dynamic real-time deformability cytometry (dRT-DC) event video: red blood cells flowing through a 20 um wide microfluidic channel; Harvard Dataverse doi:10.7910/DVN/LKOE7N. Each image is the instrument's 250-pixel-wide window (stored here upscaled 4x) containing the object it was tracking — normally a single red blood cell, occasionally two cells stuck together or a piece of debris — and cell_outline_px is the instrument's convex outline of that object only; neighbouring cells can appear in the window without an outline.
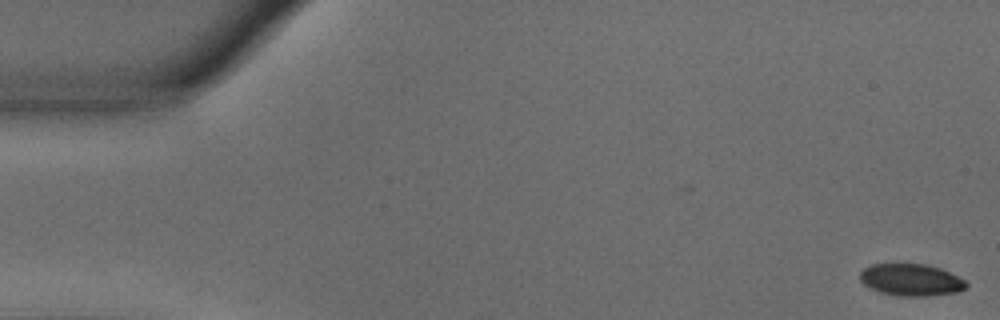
{"species": "common noctule bat (a hibernating species)", "species_latin": "Nyctalus noctula", "temperature_condition": "warm", "stored_images_in_passage": 14, "camera_frame_rate_fps": 3000, "um_per_image_px": 0.085, "animal": {"sex": "male", "body_mass_g": 18.8}, "frame": {"image": 1, "passage_image": 1, "time_ms": 0.0, "image_size_px": [1000, 320], "cell_outline_px": [[968, 284], [960, 292], [928, 296], [900, 296], [880, 292], [868, 288], [860, 280], [860, 272], [864, 268], [872, 264], [924, 264], [940, 268], [964, 280]], "centroid_in_image_um": [77.42, 23.8], "position_along_channel_um": 7.6, "area_um2": 19.77}}